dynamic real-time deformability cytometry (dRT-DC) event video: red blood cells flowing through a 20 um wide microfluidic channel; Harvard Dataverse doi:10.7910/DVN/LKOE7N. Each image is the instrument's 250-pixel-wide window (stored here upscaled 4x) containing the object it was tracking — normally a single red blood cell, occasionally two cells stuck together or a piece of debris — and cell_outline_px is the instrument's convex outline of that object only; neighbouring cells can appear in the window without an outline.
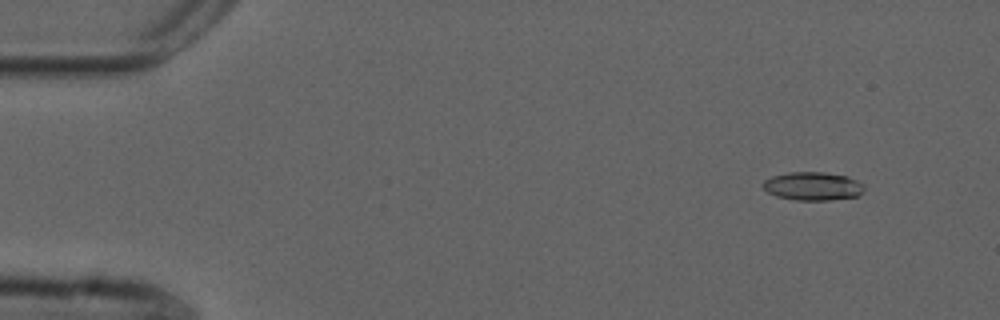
{"species": "common noctule bat (a hibernating species)", "species_latin": "Nyctalus noctula", "temperature_condition": "cold", "stored_images_in_passage": 30, "camera_frame_rate_fps": 3000, "um_per_image_px": 0.085, "animal": {"sex": "male", "forearm_length_mm": 52.5}, "frame": {"image": 1, "passage_image": 5, "time_ms": 1.333, "image_size_px": [1000, 320], "cell_outline_px": [[864, 192], [860, 196], [832, 200], [796, 200], [776, 196], [768, 192], [760, 184], [764, 180], [772, 176], [788, 172], [824, 172], [848, 176], [864, 184]], "centroid_in_image_um": [69.11, 15.82], "position_along_channel_um": 15.9, "area_um2": 16.99}}
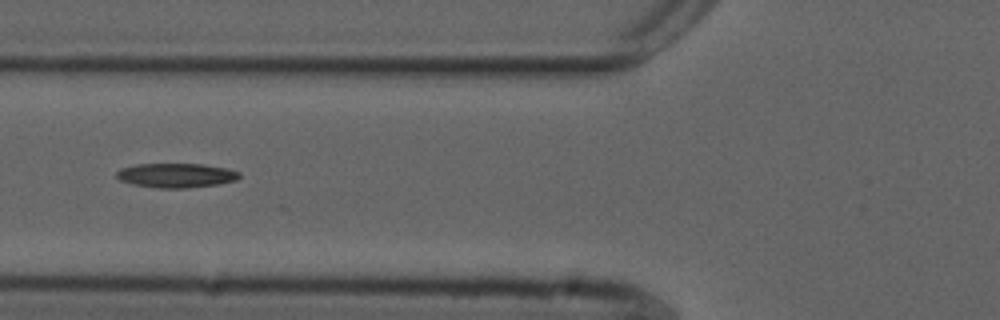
{"frame": {"image": 2, "passage_image": 21, "time_ms": 6.667, "image_size_px": [1000, 320], "cell_outline_px": [[240, 176], [236, 180], [216, 184], [188, 188], [156, 188], [136, 184], [120, 180], [116, 176], [116, 172], [120, 168], [136, 164], [200, 164], [224, 168], [240, 172]], "centroid_in_image_um": [14.95, 14.9], "position_along_channel_um": 110.9, "area_um2": 17.22}}
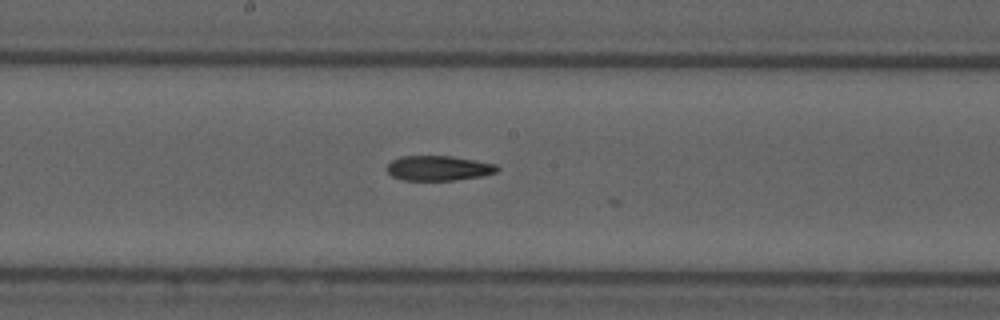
{"frame": {"image": 3, "passage_image": 29, "time_ms": 9.333, "image_size_px": [1000, 320], "cell_outline_px": [[500, 168], [496, 172], [484, 176], [456, 180], [404, 180], [392, 176], [384, 168], [392, 160], [400, 156], [448, 156], [496, 164]], "centroid_in_image_um": [37.25, 14.3], "position_along_channel_um": 210.9, "area_um2": 16.01}}